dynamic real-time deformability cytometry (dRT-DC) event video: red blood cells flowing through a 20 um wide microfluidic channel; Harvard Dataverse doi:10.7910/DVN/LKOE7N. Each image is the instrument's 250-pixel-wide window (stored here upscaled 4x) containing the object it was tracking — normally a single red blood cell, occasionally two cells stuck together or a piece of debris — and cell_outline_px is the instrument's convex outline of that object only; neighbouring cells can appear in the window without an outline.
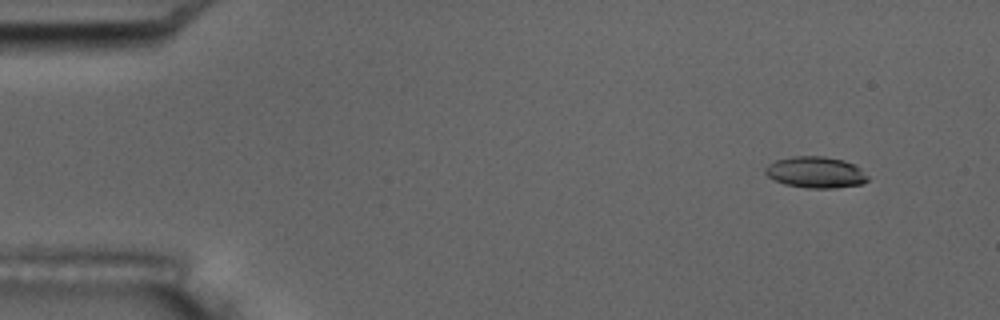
{"species": "common noctule bat (a hibernating species)", "species_latin": "Nyctalus noctula", "temperature_condition": "room temperature", "stored_images_in_passage": 7, "camera_frame_rate_fps": 3000, "um_per_image_px": 0.085, "animal": {"sex": "male", "body_mass_g": 17.5, "forearm_length_mm": 52.3}, "frame": {"image": 1, "passage_image": 2, "time_ms": 1.0, "image_size_px": [1000, 320], "cell_outline_px": [[868, 180], [860, 184], [836, 188], [804, 188], [784, 184], [772, 180], [764, 172], [764, 168], [768, 164], [776, 160], [792, 156], [824, 156], [844, 160], [860, 168], [868, 176]], "centroid_in_image_um": [69.29, 14.65], "position_along_channel_um": 15.7, "area_um2": 18.84}}
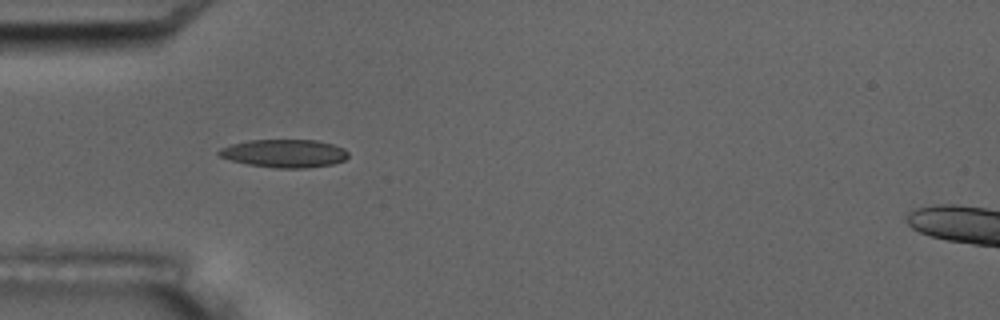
{"frame": {"image": 2, "passage_image": 5, "time_ms": 5.333, "image_size_px": [1000, 320], "cell_outline_px": [[348, 156], [344, 160], [332, 164], [308, 168], [276, 168], [248, 164], [232, 160], [220, 156], [216, 152], [220, 148], [232, 144], [248, 140], [316, 140], [332, 144], [344, 148], [348, 152]], "centroid_in_image_um": [24.18, 13.04], "position_along_channel_um": 60.8, "area_um2": 21.1}}